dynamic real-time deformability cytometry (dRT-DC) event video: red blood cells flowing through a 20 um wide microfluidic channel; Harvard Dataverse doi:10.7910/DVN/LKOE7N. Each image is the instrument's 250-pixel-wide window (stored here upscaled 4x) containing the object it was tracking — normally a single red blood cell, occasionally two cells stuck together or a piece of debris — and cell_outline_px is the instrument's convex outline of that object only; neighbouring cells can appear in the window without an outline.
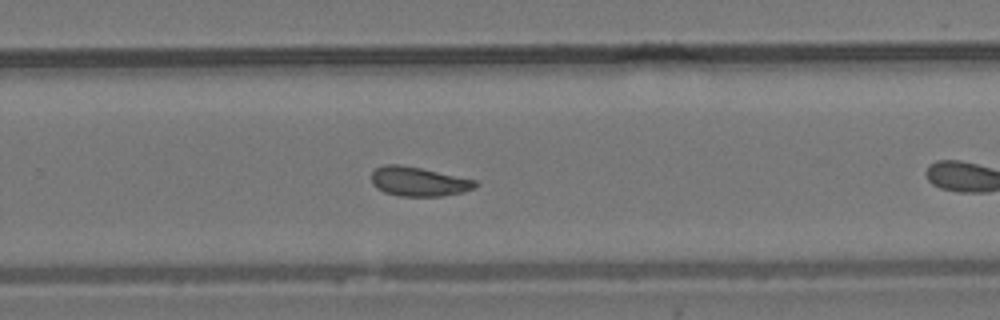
{"species": "common noctule bat (a hibernating species)", "species_latin": "Nyctalus noctula", "temperature_condition": "room temperature", "stored_images_in_passage": 24, "camera_frame_rate_fps": 3000, "um_per_image_px": 0.085, "animal": {"sex": "male", "body_mass_g": 19.2, "forearm_length_mm": 51.8}, "frame": {"image": 1, "passage_image": 17, "time_ms": 5.333, "image_size_px": [1000, 320], "cell_outline_px": [[476, 188], [464, 192], [440, 196], [400, 196], [384, 192], [376, 188], [372, 184], [372, 172], [376, 168], [384, 164], [400, 164], [420, 168], [476, 180]], "centroid_in_image_um": [35.56, 15.43], "position_along_channel_um": 294.2, "area_um2": 17.69}}